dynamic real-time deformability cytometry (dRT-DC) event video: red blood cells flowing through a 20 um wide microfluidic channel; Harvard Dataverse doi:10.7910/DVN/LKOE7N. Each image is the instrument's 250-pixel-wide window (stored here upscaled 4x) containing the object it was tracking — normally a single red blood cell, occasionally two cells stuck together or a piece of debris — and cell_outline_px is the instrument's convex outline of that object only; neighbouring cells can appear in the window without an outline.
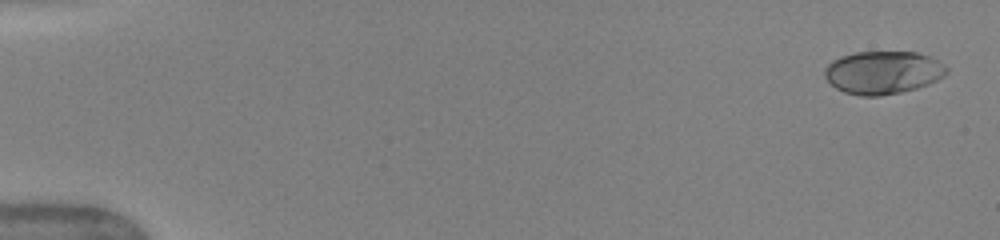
{"species": "human", "species_latin": "Homo sapiens", "temperature_condition": "warm", "stored_images_in_passage": 14, "camera_frame_rate_fps": 3000, "um_per_image_px": 0.085, "donor": {"sex": "female"}, "frame": {"image": 1, "passage_image": 2, "time_ms": 0.333, "image_size_px": [1000, 240], "cell_outline_px": [[948, 72], [944, 76], [928, 84], [916, 88], [900, 92], [880, 96], [860, 96], [844, 92], [836, 88], [824, 76], [824, 68], [832, 60], [840, 56], [856, 52], [916, 52], [928, 56], [944, 64], [948, 68]], "centroid_in_image_um": [75.03, 6.16], "position_along_channel_um": 10.0, "area_um2": 30.52}}
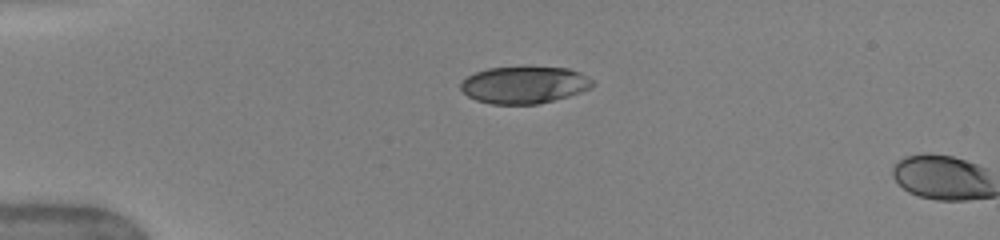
{"frame": {"image": 2, "passage_image": 13, "time_ms": 4.0, "image_size_px": [1000, 240], "cell_outline_px": [[596, 84], [580, 92], [568, 96], [536, 104], [492, 104], [476, 100], [468, 96], [460, 88], [460, 80], [476, 72], [488, 68], [568, 68], [580, 72], [588, 76]], "centroid_in_image_um": [44.54, 7.22], "position_along_channel_um": 40.5, "area_um2": 28.15}}